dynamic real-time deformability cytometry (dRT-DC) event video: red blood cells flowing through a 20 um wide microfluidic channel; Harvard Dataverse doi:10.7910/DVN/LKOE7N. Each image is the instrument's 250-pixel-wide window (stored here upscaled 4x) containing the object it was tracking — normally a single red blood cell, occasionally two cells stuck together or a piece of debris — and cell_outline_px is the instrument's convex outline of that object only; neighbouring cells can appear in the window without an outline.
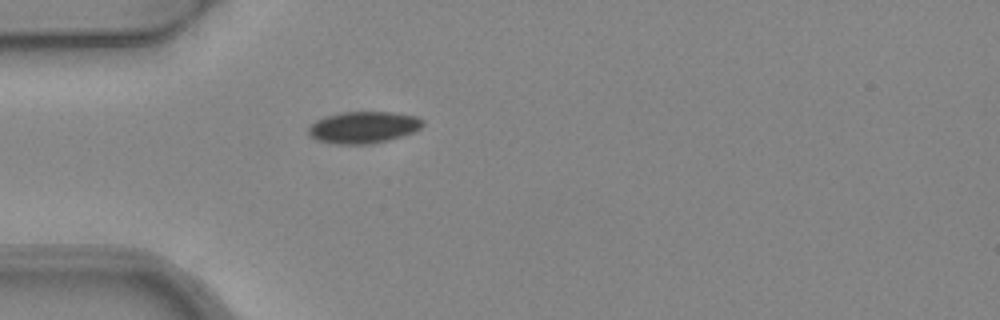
{"species": "common noctule bat (a hibernating species)", "species_latin": "Nyctalus noctula", "temperature_condition": "warm", "stored_images_in_passage": 1, "camera_frame_rate_fps": 3000, "um_per_image_px": 0.085, "animal": {"sex": "female", "body_mass_g": 24.6, "forearm_length_mm": 56.2}, "frame": {"image": 1, "passage_image": 1, "time_ms": 0.0, "image_size_px": [1000, 320], "cell_outline_px": [[424, 124], [420, 128], [412, 132], [388, 140], [364, 144], [336, 144], [316, 140], [308, 132], [308, 128], [316, 120], [328, 116], [344, 112], [392, 112], [416, 116], [424, 120]], "centroid_in_image_um": [30.9, 10.82], "position_along_channel_um": 54.1, "area_um2": 20.87}}